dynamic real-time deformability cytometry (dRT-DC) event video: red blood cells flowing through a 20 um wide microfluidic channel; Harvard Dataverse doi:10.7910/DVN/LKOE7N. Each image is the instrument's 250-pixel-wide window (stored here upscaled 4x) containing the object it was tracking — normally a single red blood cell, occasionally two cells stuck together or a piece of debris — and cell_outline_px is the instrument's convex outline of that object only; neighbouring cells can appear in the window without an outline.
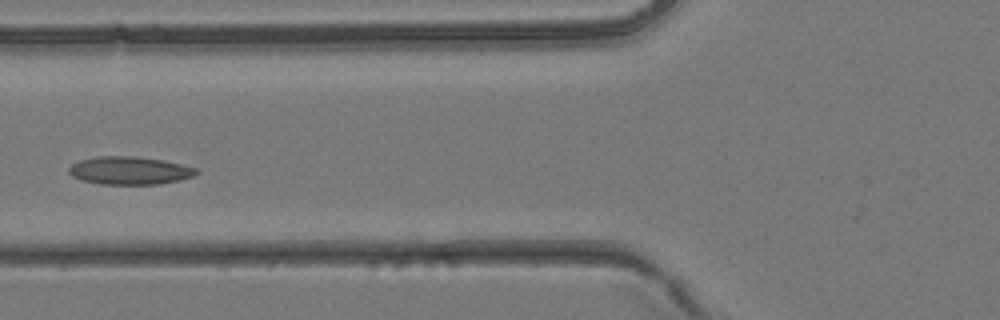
{"species": "common noctule bat (a hibernating species)", "species_latin": "Nyctalus noctula", "temperature_condition": "room temperature", "stored_images_in_passage": 5, "camera_frame_rate_fps": 3000, "um_per_image_px": 0.085, "animal": {"sex": "female", "body_mass_g": 24.6, "forearm_length_mm": 56.2}, "frame": {"image": 1, "passage_image": 5, "time_ms": 1.333, "image_size_px": [1000, 320], "cell_outline_px": [[200, 172], [192, 176], [180, 180], [160, 184], [100, 184], [80, 180], [72, 176], [68, 172], [68, 168], [72, 164], [80, 160], [96, 156], [132, 156], [164, 160], [196, 168]], "centroid_in_image_um": [10.99, 14.5], "position_along_channel_um": 114.8, "area_um2": 20.81}}